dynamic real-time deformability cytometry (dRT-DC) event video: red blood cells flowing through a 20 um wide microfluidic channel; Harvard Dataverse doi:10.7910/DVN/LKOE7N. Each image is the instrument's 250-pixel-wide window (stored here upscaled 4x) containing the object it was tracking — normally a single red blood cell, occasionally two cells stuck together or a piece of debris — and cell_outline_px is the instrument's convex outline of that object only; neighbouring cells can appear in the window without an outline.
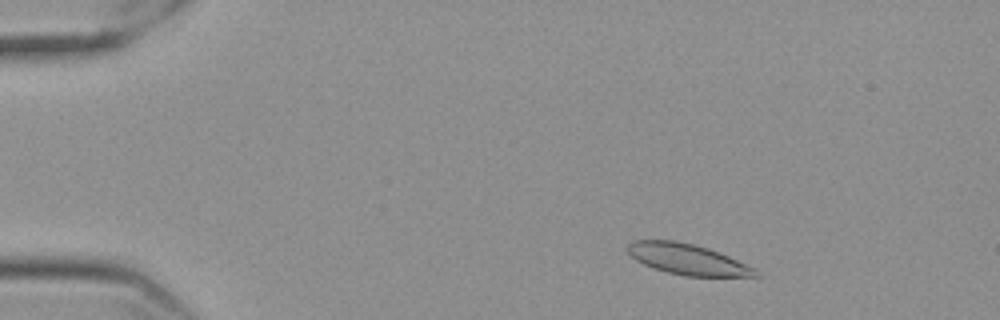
{"species": "Egyptian fruit bat (a non-hibernating species)", "species_latin": "Rousettus aegyptiacus", "temperature_condition": "cold", "stored_images_in_passage": 55, "camera_frame_rate_fps": 3000, "um_per_image_px": 0.085, "frame": {"image": 1, "passage_image": 6, "time_ms": 1.667, "image_size_px": [1000, 320], "cell_outline_px": [[764, 276], [684, 276], [652, 268], [636, 260], [624, 248], [632, 240], [676, 240], [708, 248], [728, 256], [756, 268]], "centroid_in_image_um": [58.44, 22.03], "position_along_channel_um": 26.6, "area_um2": 23.0}}
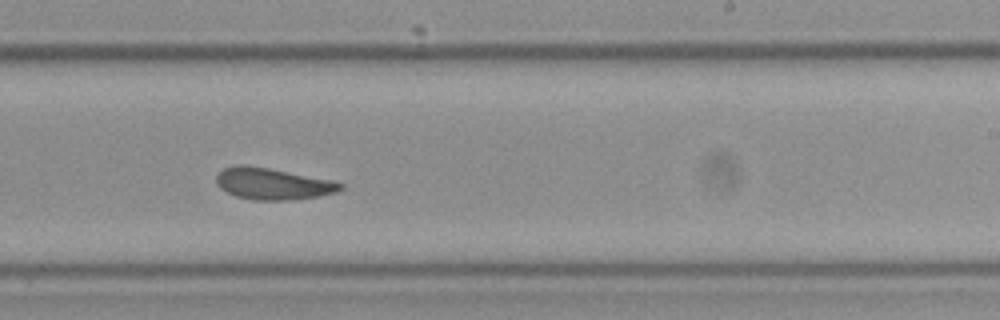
{"frame": {"image": 2, "passage_image": 33, "time_ms": 10.667, "image_size_px": [1000, 320], "cell_outline_px": [[344, 188], [336, 192], [320, 196], [292, 200], [252, 200], [236, 196], [220, 188], [216, 184], [216, 176], [224, 168], [240, 164], [268, 168], [332, 180], [344, 184]], "centroid_in_image_um": [23.19, 15.63], "position_along_channel_um": 265.8, "area_um2": 22.77}}
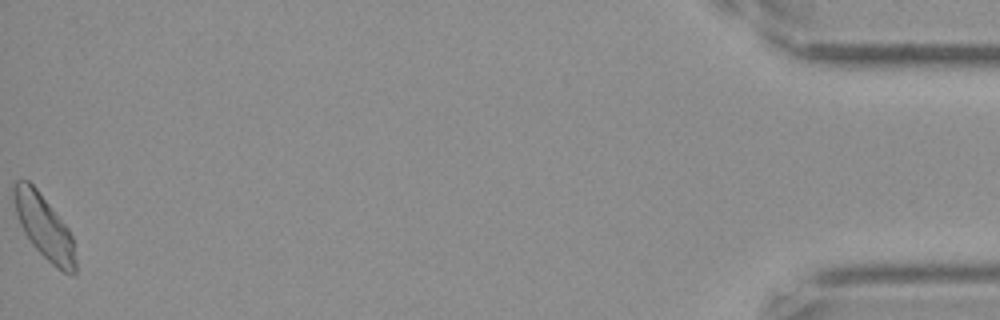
{"frame": {"image": 3, "passage_image": 55, "time_ms": 18.0, "image_size_px": [1000, 320], "cell_outline_px": [[76, 276], [72, 276], [64, 272], [52, 264], [32, 244], [24, 232], [20, 224], [16, 212], [12, 196], [12, 184], [16, 180], [28, 180], [36, 188], [68, 228], [72, 236], [76, 260]], "centroid_in_image_um": [3.75, 19.28], "position_along_channel_um": 431.5, "area_um2": 22.83}, "authors_computed_cell_mechanics": {"area_um2": 22.831, "velocity_mm_per_s": 3.5179, "shape_relaxation_time_tau1_ms": null, "shape_relaxation_time_tau2_ms": 5.413, "deformation_change_tau1": null, "deformation_change_tau2": 0.1254}}